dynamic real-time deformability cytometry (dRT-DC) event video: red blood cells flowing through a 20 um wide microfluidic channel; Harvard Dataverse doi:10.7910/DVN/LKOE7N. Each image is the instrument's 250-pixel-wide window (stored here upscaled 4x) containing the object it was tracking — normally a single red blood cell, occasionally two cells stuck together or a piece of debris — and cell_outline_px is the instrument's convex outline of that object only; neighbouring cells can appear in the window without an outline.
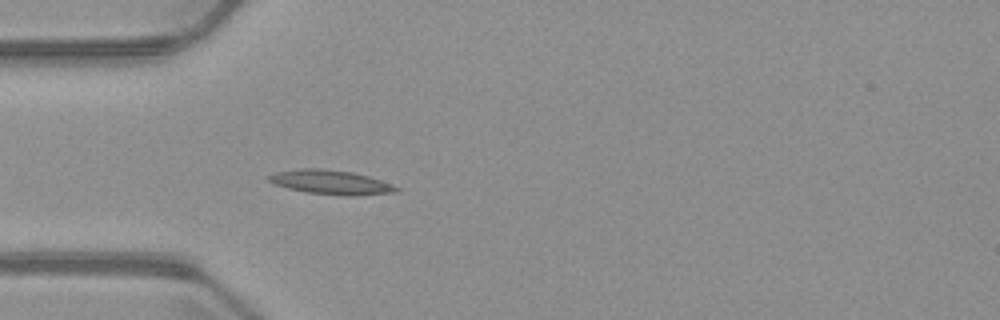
{"species": "common noctule bat (a hibernating species)", "species_latin": "Nyctalus noctula", "temperature_condition": "warm", "stored_images_in_passage": 4, "camera_frame_rate_fps": 3000, "um_per_image_px": 0.085, "animal": {"sex": "male", "body_mass_g": 23.1, "forearm_length_mm": 52.7}, "frame": {"image": 1, "passage_image": 4, "time_ms": 3.667, "image_size_px": [1000, 320], "cell_outline_px": [[400, 188], [396, 192], [356, 196], [348, 196], [308, 192], [288, 188], [276, 184], [268, 180], [264, 176], [276, 172], [300, 168], [320, 168], [352, 172], [368, 176], [392, 184]], "centroid_in_image_um": [28.12, 15.48], "position_along_channel_um": 56.9, "area_um2": 17.98}}